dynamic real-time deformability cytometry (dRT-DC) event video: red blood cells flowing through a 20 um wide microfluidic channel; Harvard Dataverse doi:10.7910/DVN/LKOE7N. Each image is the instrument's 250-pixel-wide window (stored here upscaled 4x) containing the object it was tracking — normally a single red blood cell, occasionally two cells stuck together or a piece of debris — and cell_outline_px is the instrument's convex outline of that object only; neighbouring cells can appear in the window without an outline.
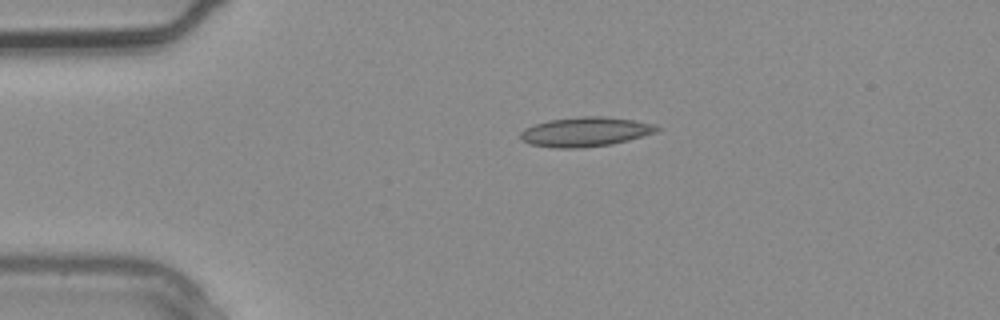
{"species": "common noctule bat (a hibernating species)", "species_latin": "Nyctalus noctula", "temperature_condition": "warm", "stored_images_in_passage": 3, "camera_frame_rate_fps": 3000, "um_per_image_px": 0.085, "animal": {"sex": "male", "body_mass_g": 20.4}, "frame": {"image": 1, "passage_image": 1, "time_ms": 0.0, "image_size_px": [1000, 320], "cell_outline_px": [[660, 128], [656, 132], [628, 140], [612, 144], [584, 148], [552, 148], [528, 144], [520, 140], [520, 132], [524, 128], [548, 120], [580, 116], [604, 116], [632, 120], [656, 124]], "centroid_in_image_um": [49.72, 11.21], "position_along_channel_um": 35.3, "area_um2": 23.64}}
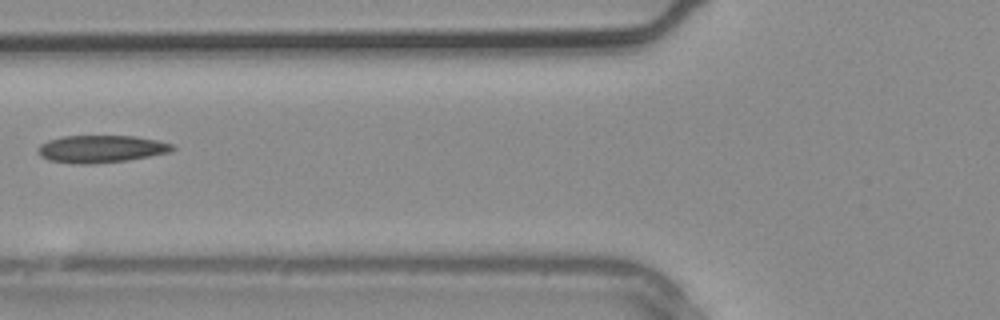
{"frame": {"image": 2, "passage_image": 3, "time_ms": 0.667, "image_size_px": [1000, 320], "cell_outline_px": [[176, 148], [172, 152], [128, 160], [92, 164], [76, 164], [48, 160], [40, 156], [36, 152], [36, 148], [40, 144], [48, 140], [64, 136], [136, 136], [156, 140], [172, 144]], "centroid_in_image_um": [8.57, 12.66], "position_along_channel_um": 117.2, "area_um2": 21.68}}